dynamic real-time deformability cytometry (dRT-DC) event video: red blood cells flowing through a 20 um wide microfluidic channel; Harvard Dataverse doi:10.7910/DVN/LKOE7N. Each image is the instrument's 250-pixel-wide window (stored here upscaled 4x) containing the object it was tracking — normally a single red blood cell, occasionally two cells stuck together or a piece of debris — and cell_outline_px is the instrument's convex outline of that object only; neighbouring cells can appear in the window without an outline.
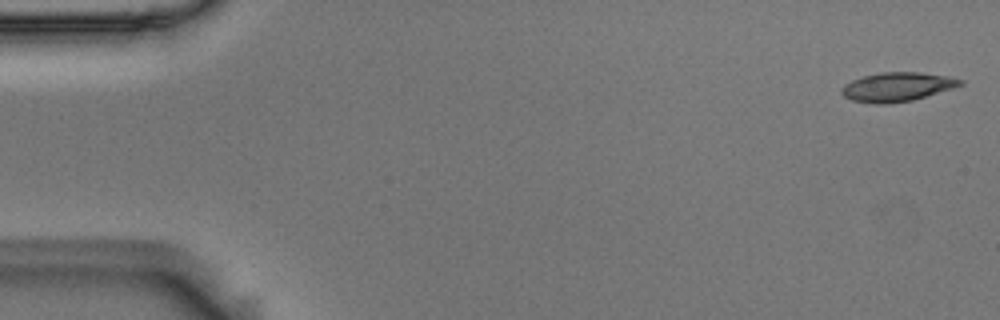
{"species": "Egyptian fruit bat (a non-hibernating species)", "species_latin": "Rousettus aegyptiacus", "temperature_condition": "room temperature", "stored_images_in_passage": 54, "camera_frame_rate_fps": 3000, "um_per_image_px": 0.085, "animal": {"sex": "male"}, "frame": {"image": 1, "passage_image": 1, "time_ms": 0.0, "image_size_px": [1000, 320], "cell_outline_px": [[964, 84], [952, 88], [912, 100], [888, 104], [872, 104], [852, 100], [844, 96], [840, 92], [840, 88], [844, 84], [852, 80], [864, 76], [880, 72], [920, 72], [948, 76], [964, 80]], "centroid_in_image_um": [76.23, 7.38], "position_along_channel_um": 8.8, "area_um2": 20.11}}
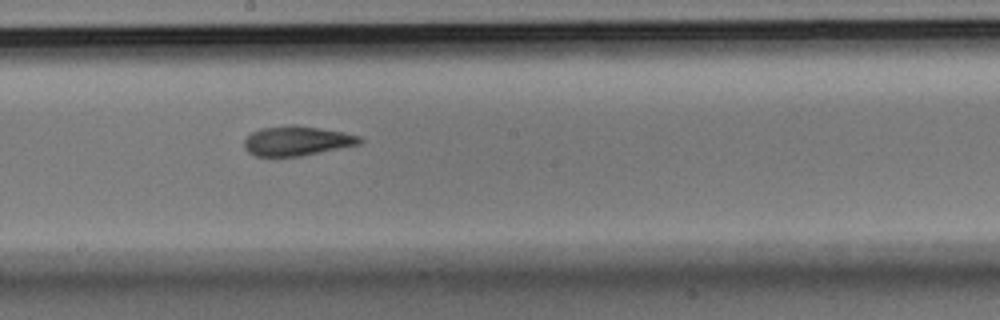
{"frame": {"image": 2, "passage_image": 29, "time_ms": 9.333, "image_size_px": [1000, 320], "cell_outline_px": [[364, 140], [360, 144], [300, 156], [256, 156], [248, 152], [244, 148], [244, 140], [252, 132], [260, 128], [288, 124], [296, 124], [344, 132], [360, 136]], "centroid_in_image_um": [25.23, 11.96], "position_along_channel_um": 223.0, "area_um2": 20.06}}
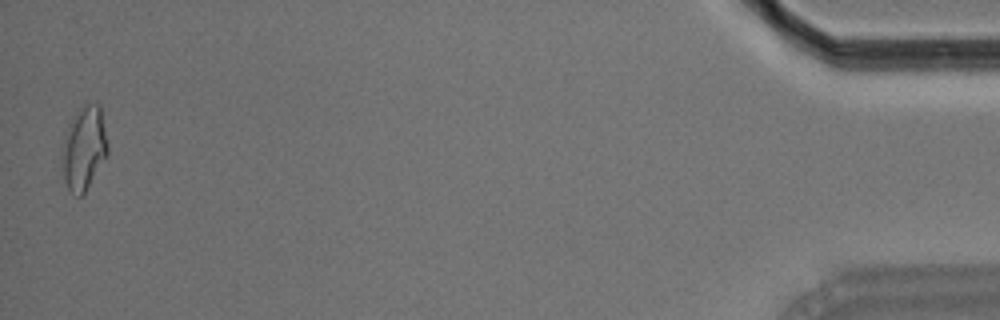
{"frame": {"image": 3, "passage_image": 53, "time_ms": 17.333, "image_size_px": [1000, 320], "cell_outline_px": [[108, 152], [84, 192], [80, 196], [76, 196], [68, 188], [64, 180], [64, 132], [72, 116], [84, 104], [100, 104], [108, 144]], "centroid_in_image_um": [7.15, 12.53], "position_along_channel_um": 428.0, "area_um2": 21.62}, "authors_computed_cell_mechanics": {"area_um2": 20.0277, "velocity_mm_per_s": 3.7124, "shape_relaxation_time_tau1_ms": null, "shape_relaxation_time_tau2_ms": 2.0975, "deformation_change_tau1": null, "deformation_change_tau2": 0.1003}}